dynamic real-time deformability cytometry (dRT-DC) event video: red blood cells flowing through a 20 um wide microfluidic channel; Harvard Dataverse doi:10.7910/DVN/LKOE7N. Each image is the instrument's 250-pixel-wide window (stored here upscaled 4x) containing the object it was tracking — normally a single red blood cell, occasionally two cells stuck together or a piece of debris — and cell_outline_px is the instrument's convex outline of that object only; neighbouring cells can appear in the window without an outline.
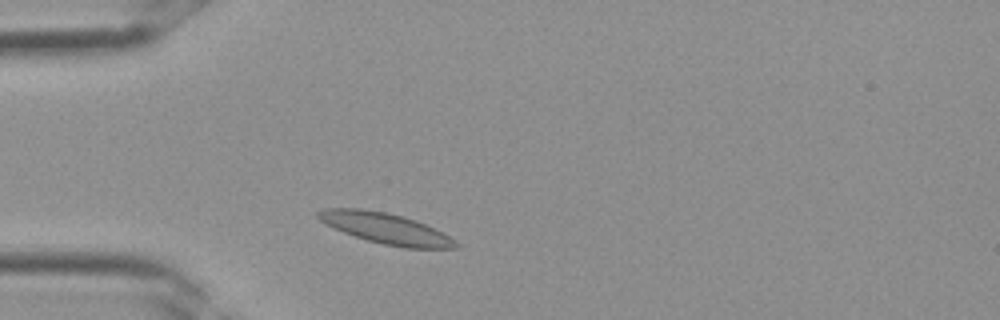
{"species": "Egyptian fruit bat (a non-hibernating species)", "species_latin": "Rousettus aegyptiacus", "temperature_condition": "room temperature", "stored_images_in_passage": 2, "camera_frame_rate_fps": 3000, "um_per_image_px": 0.085, "frame": {"image": 1, "passage_image": 2, "time_ms": 0.333, "image_size_px": [1000, 320], "cell_outline_px": [[460, 244], [456, 248], [404, 248], [384, 244], [368, 240], [344, 232], [320, 220], [316, 216], [316, 212], [324, 208], [364, 208], [404, 216], [416, 220], [456, 240]], "centroid_in_image_um": [32.79, 19.4], "position_along_channel_um": 52.2, "area_um2": 24.33}}